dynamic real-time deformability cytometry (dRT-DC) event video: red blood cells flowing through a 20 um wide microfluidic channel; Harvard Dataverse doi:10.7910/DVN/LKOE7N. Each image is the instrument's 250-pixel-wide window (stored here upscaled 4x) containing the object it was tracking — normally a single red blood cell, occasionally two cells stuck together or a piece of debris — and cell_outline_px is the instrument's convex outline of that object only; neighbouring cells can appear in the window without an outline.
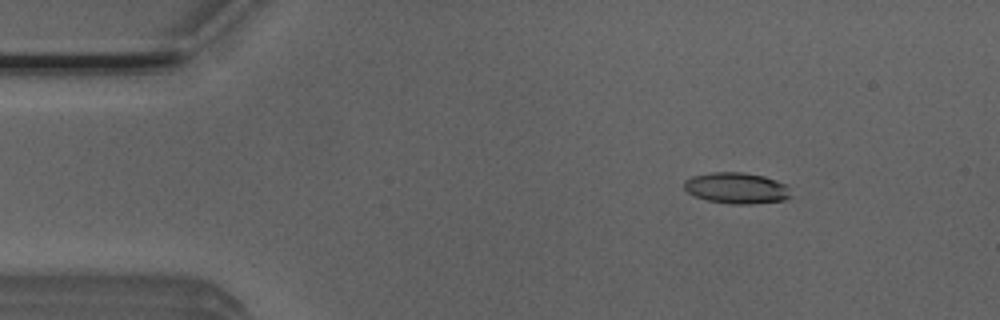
{"species": "Egyptian fruit bat (a non-hibernating species)", "species_latin": "Rousettus aegyptiacus", "temperature_condition": "room temperature", "stored_images_in_passage": 48, "camera_frame_rate_fps": 3000, "um_per_image_px": 0.085, "animal": {"sex": "male"}, "frame": {"image": 1, "passage_image": 3, "time_ms": 0.667, "image_size_px": [1000, 320], "cell_outline_px": [[792, 196], [784, 200], [752, 204], [732, 204], [708, 200], [692, 196], [684, 188], [684, 180], [692, 176], [712, 172], [744, 172], [764, 176], [788, 184]], "centroid_in_image_um": [62.63, 15.98], "position_along_channel_um": 22.4, "area_um2": 19.59}}
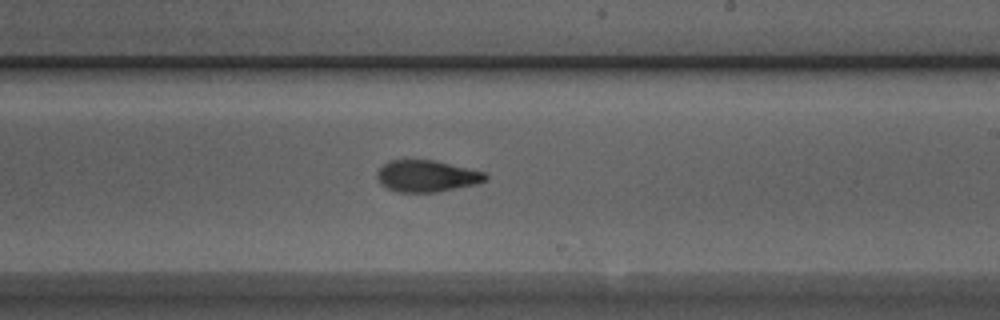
{"frame": {"image": 2, "passage_image": 26, "time_ms": 8.333, "image_size_px": [1000, 320], "cell_outline_px": [[488, 180], [476, 184], [436, 192], [396, 192], [380, 184], [376, 176], [376, 172], [388, 160], [432, 160], [484, 172], [488, 176]], "centroid_in_image_um": [36.24, 14.97], "position_along_channel_um": 252.8, "area_um2": 19.88}}
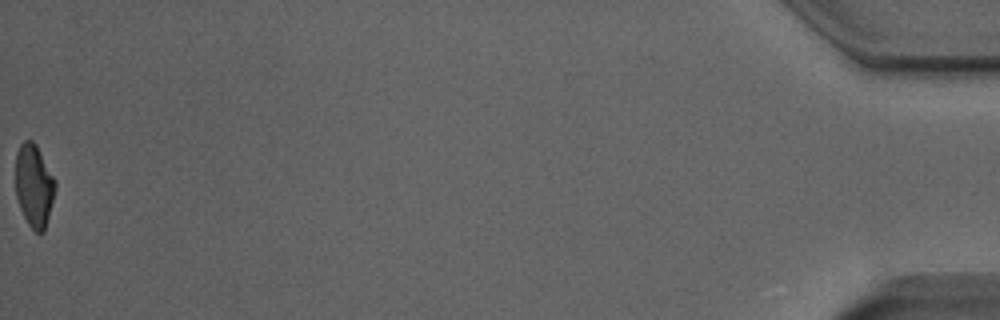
{"frame": {"image": 3, "passage_image": 48, "time_ms": 15.667, "image_size_px": [1000, 320], "cell_outline_px": [[56, 188], [44, 232], [36, 232], [28, 224], [20, 208], [16, 196], [16, 152], [20, 144], [24, 140], [32, 140], [36, 144], [56, 180]], "centroid_in_image_um": [2.89, 15.75], "position_along_channel_um": 432.3, "area_um2": 19.13}, "authors_computed_cell_mechanics": {"area_um2": 20.1722, "velocity_mm_per_s": 3.937, "shape_relaxation_time_tau1_ms": 7.1701, "shape_relaxation_time_tau2_ms": 2.4019, "deformation_change_tau1": 0.191, "deformation_change_tau2": 0.0932}}